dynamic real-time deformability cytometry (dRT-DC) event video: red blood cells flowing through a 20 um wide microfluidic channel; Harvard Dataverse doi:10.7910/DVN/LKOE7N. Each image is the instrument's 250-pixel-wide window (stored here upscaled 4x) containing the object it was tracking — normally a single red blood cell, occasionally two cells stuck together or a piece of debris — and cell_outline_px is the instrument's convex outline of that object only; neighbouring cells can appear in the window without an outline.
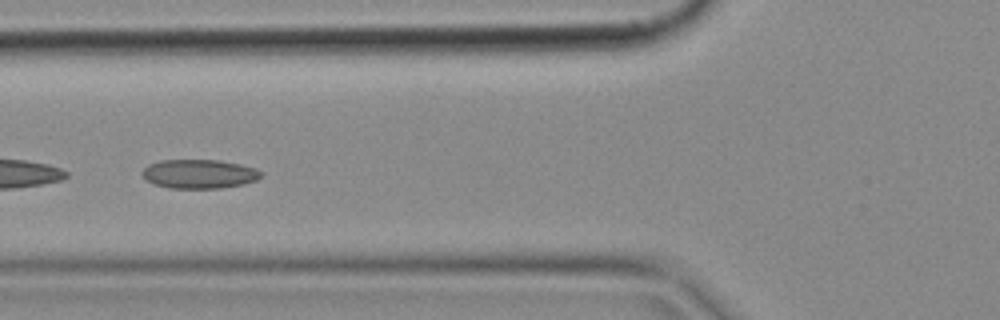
{"species": "common noctule bat (a hibernating species)", "species_latin": "Nyctalus noctula", "temperature_condition": "cold", "stored_images_in_passage": 5, "camera_frame_rate_fps": 3000, "um_per_image_px": 0.085, "animal": {"sex": "female", "body_mass_g": 18.4}, "frame": {"image": 1, "passage_image": 5, "time_ms": 1.333, "image_size_px": [1000, 320], "cell_outline_px": [[264, 172], [256, 180], [244, 184], [220, 188], [168, 188], [156, 184], [148, 180], [140, 172], [148, 164], [160, 160], [220, 160], [240, 164], [256, 168]], "centroid_in_image_um": [16.95, 14.77], "position_along_channel_um": 108.8, "area_um2": 20.11}}